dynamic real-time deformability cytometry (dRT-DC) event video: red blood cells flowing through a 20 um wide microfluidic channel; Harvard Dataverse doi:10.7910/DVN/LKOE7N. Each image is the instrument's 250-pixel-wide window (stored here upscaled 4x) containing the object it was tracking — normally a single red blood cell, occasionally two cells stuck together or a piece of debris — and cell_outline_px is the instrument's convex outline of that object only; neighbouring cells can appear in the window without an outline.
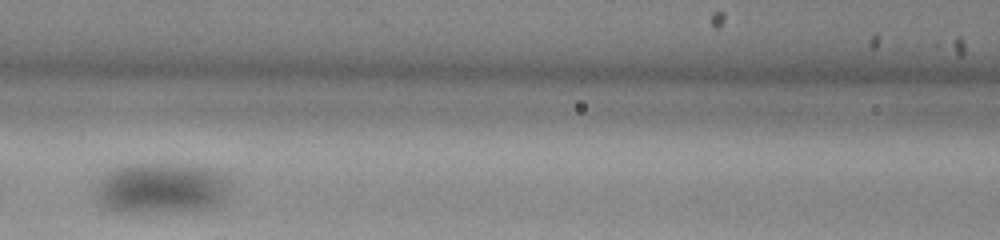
{"species": "common noctule bat (a hibernating species)", "species_latin": "Nyctalus noctula", "temperature_condition": "warm", "stored_images_in_passage": 33, "camera_frame_rate_fps": 3000, "um_per_image_px": 0.085, "animal": {"sex": "male", "body_mass_g": 13.0, "forearm_length_mm": 53.1}, "frame": {"image": 1, "passage_image": 7, "time_ms": 2.0, "image_size_px": [1000, 240], "cell_outline_px": [[228, 188], [224, 196], [216, 204], [204, 208], [164, 212], [116, 212], [108, 208], [100, 200], [96, 192], [96, 180], [104, 172], [112, 168], [128, 164], [180, 164], [208, 168], [224, 172], [228, 176]], "centroid_in_image_um": [13.65, 15.96], "position_along_channel_um": 152.9, "area_um2": 39.71}}
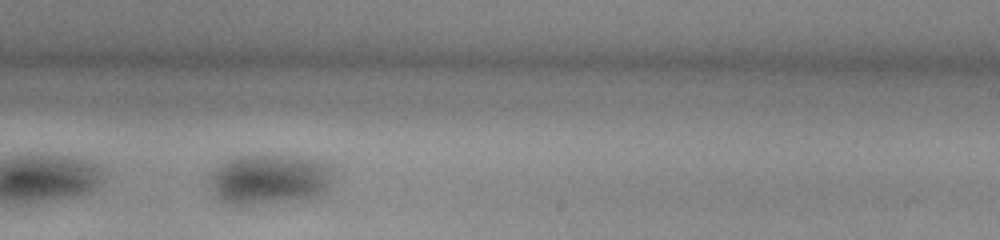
{"frame": {"image": 2, "passage_image": 16, "time_ms": 5.0, "image_size_px": [1000, 240], "cell_outline_px": [[328, 184], [324, 192], [316, 196], [256, 204], [228, 204], [220, 200], [216, 196], [212, 188], [212, 172], [220, 164], [236, 156], [292, 156], [316, 160], [328, 164]], "centroid_in_image_um": [22.83, 15.23], "position_along_channel_um": 266.2, "area_um2": 34.8}}
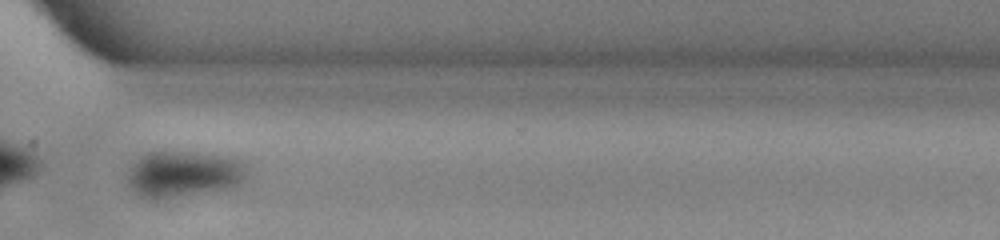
{"frame": {"image": 3, "passage_image": 23, "time_ms": 7.333, "image_size_px": [1000, 240], "cell_outline_px": [[248, 172], [244, 180], [240, 184], [228, 188], [160, 200], [148, 200], [140, 196], [128, 184], [128, 168], [140, 156], [148, 152], [160, 148], [168, 148], [236, 156], [244, 164]], "centroid_in_image_um": [15.59, 14.73], "position_along_channel_um": 355.0, "area_um2": 33.76}}